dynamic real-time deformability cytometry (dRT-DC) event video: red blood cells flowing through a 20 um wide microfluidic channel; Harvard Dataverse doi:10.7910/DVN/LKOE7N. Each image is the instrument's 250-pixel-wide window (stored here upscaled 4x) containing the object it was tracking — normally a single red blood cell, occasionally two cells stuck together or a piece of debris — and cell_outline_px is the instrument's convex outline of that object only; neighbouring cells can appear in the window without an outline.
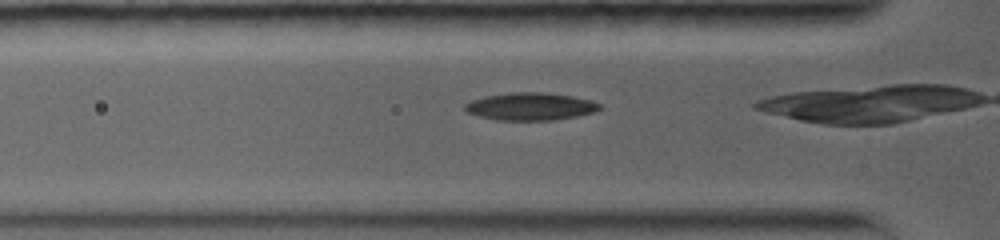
{"species": "common noctule bat (a hibernating species)", "species_latin": "Nyctalus noctula", "temperature_condition": "warm", "stored_images_in_passage": 21, "camera_frame_rate_fps": 5000, "um_per_image_px": 0.085, "animal": {"sex": "female", "body_mass_g": 19.0, "forearm_length_mm": 56.7}, "frame": {"image": 1, "passage_image": 4, "time_ms": 0.8, "image_size_px": [1000, 240], "cell_outline_px": [[604, 108], [596, 112], [576, 116], [552, 120], [496, 120], [480, 116], [468, 112], [464, 108], [464, 104], [472, 100], [484, 96], [508, 92], [544, 92], [572, 96], [592, 100], [600, 104]], "centroid_in_image_um": [45.12, 9.04], "position_along_channel_um": 80.7, "area_um2": 21.79}}
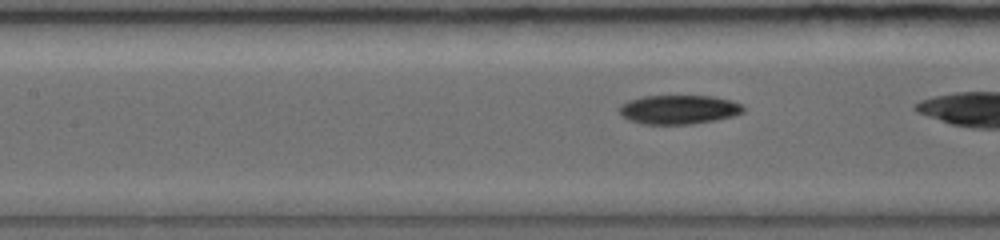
{"frame": {"image": 2, "passage_image": 12, "time_ms": 2.6, "image_size_px": [1000, 240], "cell_outline_px": [[744, 112], [736, 116], [716, 120], [692, 124], [644, 124], [628, 120], [620, 116], [620, 104], [628, 100], [640, 96], [712, 96], [732, 100], [744, 104]], "centroid_in_image_um": [57.72, 9.31], "position_along_channel_um": 149.7, "area_um2": 21.39}}